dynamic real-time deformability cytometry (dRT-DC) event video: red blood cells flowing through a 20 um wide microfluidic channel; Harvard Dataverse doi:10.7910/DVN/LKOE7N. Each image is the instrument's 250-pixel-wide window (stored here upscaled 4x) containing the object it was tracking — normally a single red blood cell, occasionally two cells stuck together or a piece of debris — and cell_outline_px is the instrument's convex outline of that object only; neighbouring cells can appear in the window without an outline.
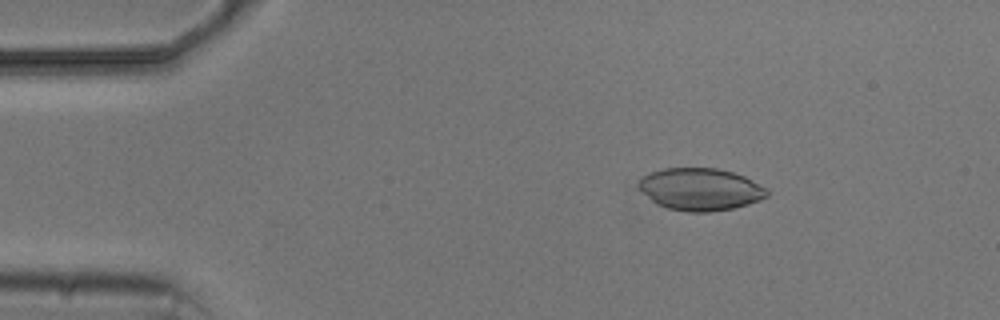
{"species": "common noctule bat (a hibernating species)", "species_latin": "Nyctalus noctula", "temperature_condition": "cold", "stored_images_in_passage": 4, "camera_frame_rate_fps": 3000, "um_per_image_px": 0.085, "animal": {"sex": "male", "body_mass_g": 20.5, "forearm_length_mm": 52.5}, "frame": {"image": 1, "passage_image": 2, "time_ms": 1.333, "image_size_px": [1000, 320], "cell_outline_px": [[768, 196], [760, 200], [748, 204], [732, 208], [708, 212], [688, 212], [668, 208], [656, 204], [636, 184], [648, 172], [664, 168], [716, 168], [732, 172], [744, 176], [768, 188]], "centroid_in_image_um": [59.54, 16.08], "position_along_channel_um": 25.5, "area_um2": 31.56}}